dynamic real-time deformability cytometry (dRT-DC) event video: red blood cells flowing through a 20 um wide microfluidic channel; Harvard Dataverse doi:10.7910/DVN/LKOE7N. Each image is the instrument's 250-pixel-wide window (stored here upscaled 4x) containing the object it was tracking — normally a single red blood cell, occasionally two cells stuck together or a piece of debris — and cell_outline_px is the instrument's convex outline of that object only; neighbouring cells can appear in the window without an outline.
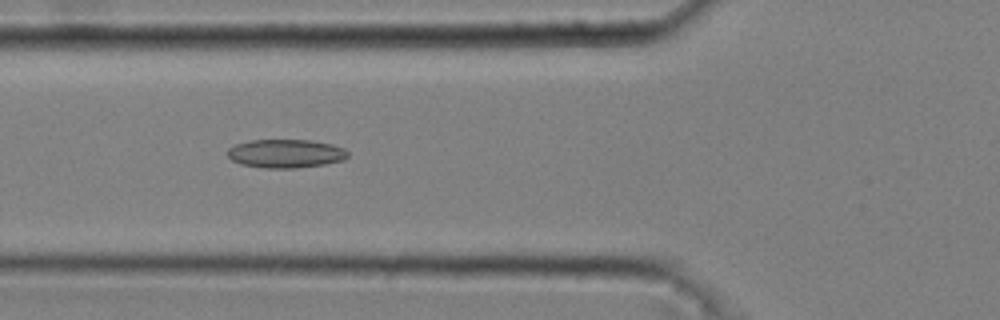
{"species": "common noctule bat (a hibernating species)", "species_latin": "Nyctalus noctula", "temperature_condition": "cold", "stored_images_in_passage": 52, "camera_frame_rate_fps": 3000, "um_per_image_px": 0.085, "animal": {"sex": "male", "body_mass_g": 20.4}, "frame": {"image": 1, "passage_image": 20, "time_ms": 6.333, "image_size_px": [1000, 320], "cell_outline_px": [[348, 156], [344, 160], [324, 164], [296, 168], [264, 168], [240, 164], [232, 160], [228, 156], [228, 148], [236, 144], [252, 140], [312, 140], [332, 144], [344, 148], [348, 152]], "centroid_in_image_um": [24.3, 13.05], "position_along_channel_um": 101.5, "area_um2": 20.06}}
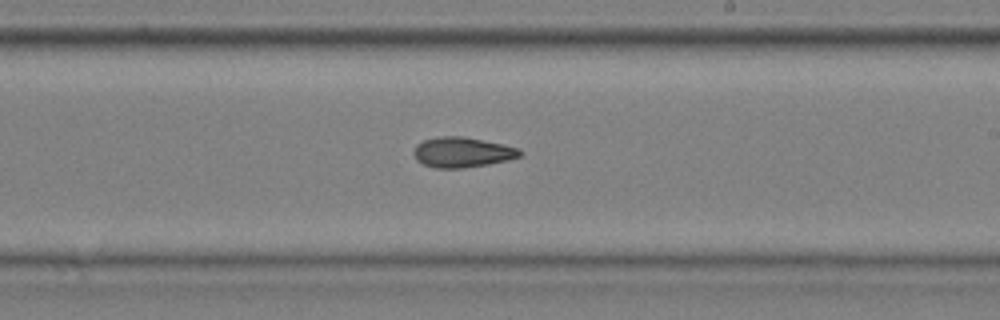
{"frame": {"image": 2, "passage_image": 32, "time_ms": 10.333, "image_size_px": [1000, 320], "cell_outline_px": [[524, 152], [520, 156], [508, 160], [488, 164], [464, 168], [436, 168], [424, 164], [416, 160], [412, 152], [416, 144], [424, 140], [444, 136], [464, 136], [504, 144], [520, 148]], "centroid_in_image_um": [39.31, 12.94], "position_along_channel_um": 249.7, "area_um2": 18.84}}
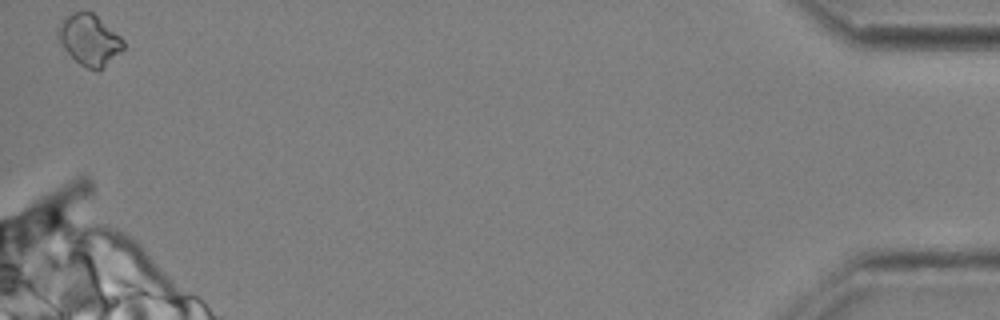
{"frame": {"image": 3, "passage_image": 52, "time_ms": 17.0, "image_size_px": [1000, 320], "cell_outline_px": [[124, 48], [120, 52], [100, 68], [88, 68], [80, 64], [64, 48], [56, 32], [56, 28], [60, 20], [64, 16], [72, 12], [92, 12], [120, 36], [124, 40]], "centroid_in_image_um": [7.55, 3.33], "position_along_channel_um": 427.6, "area_um2": 18.9}, "authors_computed_cell_mechanics": {"area_um2": 18.9873, "velocity_mm_per_s": 3.7034, "shape_relaxation_time_tau1_ms": 7.1704, "shape_relaxation_time_tau2_ms": null, "deformation_change_tau1": 0.1255, "deformation_change_tau2": null}}